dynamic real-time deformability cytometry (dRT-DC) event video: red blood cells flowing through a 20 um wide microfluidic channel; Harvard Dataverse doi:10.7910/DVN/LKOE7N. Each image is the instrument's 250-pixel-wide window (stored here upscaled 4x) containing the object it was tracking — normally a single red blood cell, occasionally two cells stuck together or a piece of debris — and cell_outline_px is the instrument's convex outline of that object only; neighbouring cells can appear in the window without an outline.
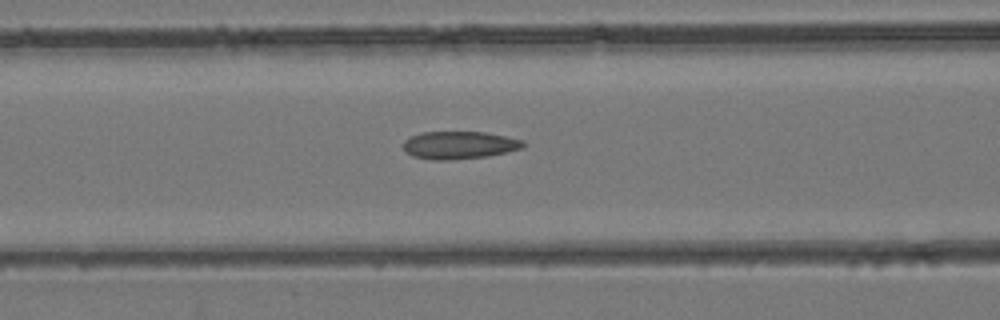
{"species": "common noctule bat (a hibernating species)", "species_latin": "Nyctalus noctula", "temperature_condition": "room temperature", "stored_images_in_passage": 35, "camera_frame_rate_fps": 3000, "um_per_image_px": 0.085, "animal": {"sex": "female", "body_mass_g": 24.6, "forearm_length_mm": 56.2}, "frame": {"image": 1, "passage_image": 15, "time_ms": 4.667, "image_size_px": [1000, 320], "cell_outline_px": [[528, 144], [524, 148], [508, 152], [484, 156], [444, 160], [432, 160], [412, 156], [404, 152], [404, 140], [408, 136], [420, 132], [484, 132], [524, 140]], "centroid_in_image_um": [39.03, 12.33], "position_along_channel_um": 127.6, "area_um2": 19.48}}
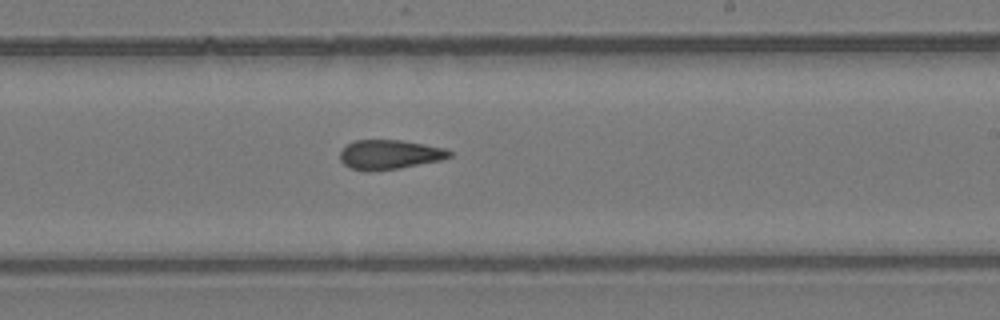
{"frame": {"image": 2, "passage_image": 23, "time_ms": 7.333, "image_size_px": [1000, 320], "cell_outline_px": [[452, 156], [440, 160], [400, 168], [368, 172], [364, 172], [348, 168], [340, 160], [340, 152], [348, 144], [356, 140], [400, 140], [448, 148], [452, 152]], "centroid_in_image_um": [33.11, 13.15], "position_along_channel_um": 255.9, "area_um2": 18.96}}
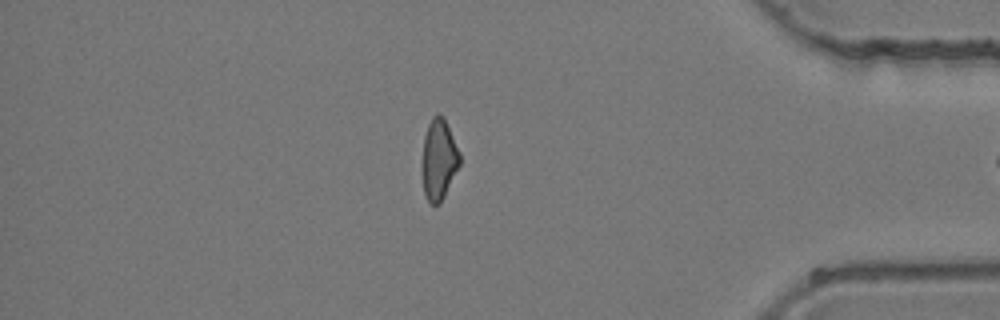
{"frame": {"image": 3, "passage_image": 34, "time_ms": 11.0, "image_size_px": [1000, 320], "cell_outline_px": [[460, 164], [440, 204], [432, 204], [428, 200], [424, 192], [424, 136], [428, 124], [432, 116], [444, 116], [460, 152]], "centroid_in_image_um": [37.34, 13.53], "position_along_channel_um": 397.9, "area_um2": 17.11}}